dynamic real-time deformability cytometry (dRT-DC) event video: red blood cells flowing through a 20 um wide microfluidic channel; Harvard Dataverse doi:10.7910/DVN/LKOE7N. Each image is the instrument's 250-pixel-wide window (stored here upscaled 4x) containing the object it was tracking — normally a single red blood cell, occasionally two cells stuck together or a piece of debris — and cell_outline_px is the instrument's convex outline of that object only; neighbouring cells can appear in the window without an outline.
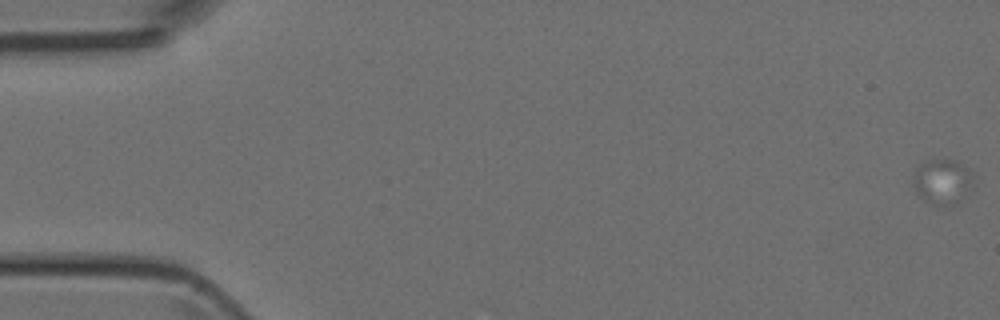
{"species": "Egyptian fruit bat (a non-hibernating species)", "species_latin": "Rousettus aegyptiacus", "temperature_condition": "room temperature", "stored_images_in_passage": 7, "camera_frame_rate_fps": 3000, "um_per_image_px": 0.085, "animal": {"sex": "female"}, "frame": {"image": 1, "passage_image": 1, "time_ms": 0.0, "image_size_px": [1000, 320], "cell_outline_px": [[968, 184], [964, 196], [936, 204], [932, 204], [924, 200], [916, 192], [916, 168], [920, 164], [928, 160], [944, 156], [968, 168]], "centroid_in_image_um": [80.0, 15.32], "position_along_channel_um": 5.0, "area_um2": 14.33}}